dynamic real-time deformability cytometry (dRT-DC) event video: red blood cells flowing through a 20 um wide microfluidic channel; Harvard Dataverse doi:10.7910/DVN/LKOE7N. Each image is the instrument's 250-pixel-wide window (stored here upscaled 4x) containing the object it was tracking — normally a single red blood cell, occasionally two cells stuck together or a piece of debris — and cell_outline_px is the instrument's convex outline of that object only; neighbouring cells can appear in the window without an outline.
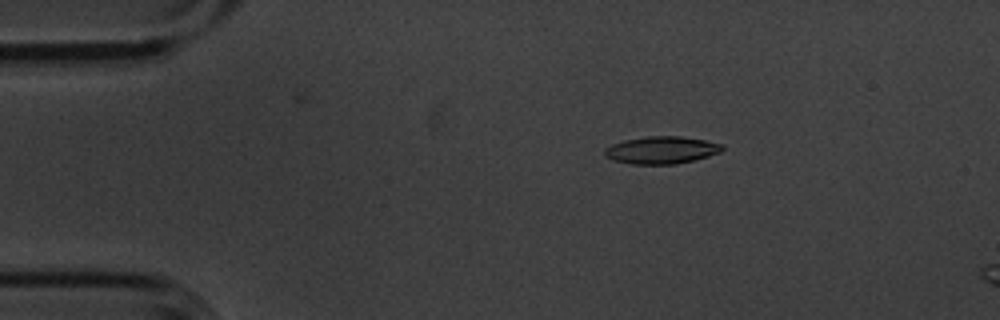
{"species": "common noctule bat (a hibernating species)", "species_latin": "Nyctalus noctula", "temperature_condition": "cold", "stored_images_in_passage": 5, "camera_frame_rate_fps": 3000, "um_per_image_px": 0.085, "animal": {"sex": "male", "body_mass_g": 20.1, "forearm_length_mm": 53.5}, "frame": {"image": 1, "passage_image": 3, "time_ms": 0.667, "image_size_px": [1000, 320], "cell_outline_px": [[724, 148], [720, 152], [708, 156], [676, 164], [632, 164], [616, 160], [604, 156], [604, 148], [612, 144], [624, 140], [648, 136], [680, 136], [704, 140], [724, 144]], "centroid_in_image_um": [56.22, 12.75], "position_along_channel_um": 28.8, "area_um2": 18.67}}